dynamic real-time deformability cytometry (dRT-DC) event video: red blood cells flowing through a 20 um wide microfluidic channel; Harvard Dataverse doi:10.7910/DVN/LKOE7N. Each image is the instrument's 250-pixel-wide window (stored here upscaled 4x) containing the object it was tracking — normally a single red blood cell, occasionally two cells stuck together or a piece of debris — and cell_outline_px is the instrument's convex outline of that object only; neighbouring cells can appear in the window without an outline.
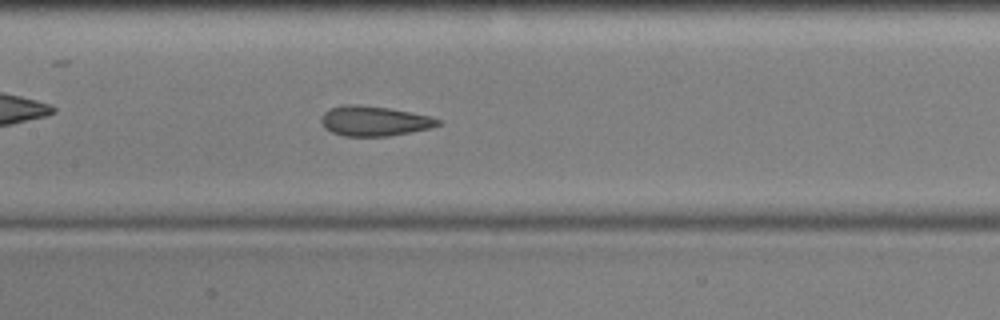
{"species": "common noctule bat (a hibernating species)", "species_latin": "Nyctalus noctula", "temperature_condition": "cold", "stored_images_in_passage": 35, "camera_frame_rate_fps": 3000, "um_per_image_px": 0.085, "animal": {"sex": "male", "body_mass_g": 17.9, "forearm_length_mm": 54.2}, "frame": {"image": 1, "passage_image": 24, "time_ms": 7.667, "image_size_px": [1000, 320], "cell_outline_px": [[440, 124], [432, 128], [412, 132], [388, 136], [344, 136], [332, 132], [324, 128], [320, 120], [320, 116], [324, 112], [332, 108], [344, 104], [360, 104], [388, 108], [432, 116], [440, 120]], "centroid_in_image_um": [31.8, 10.28], "position_along_channel_um": 175.6, "area_um2": 20.52}}
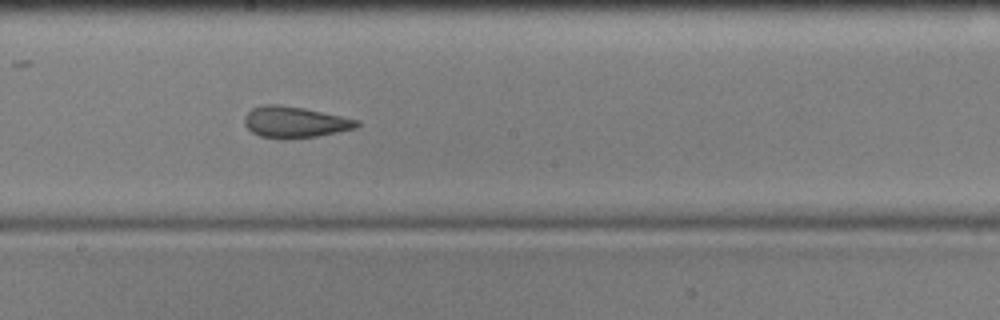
{"frame": {"image": 2, "passage_image": 28, "time_ms": 9.0, "image_size_px": [1000, 320], "cell_outline_px": [[360, 124], [356, 128], [316, 136], [284, 140], [260, 136], [252, 132], [244, 124], [244, 116], [252, 108], [264, 104], [280, 104], [304, 108], [360, 120]], "centroid_in_image_um": [25.04, 10.38], "position_along_channel_um": 223.2, "area_um2": 20.58}}